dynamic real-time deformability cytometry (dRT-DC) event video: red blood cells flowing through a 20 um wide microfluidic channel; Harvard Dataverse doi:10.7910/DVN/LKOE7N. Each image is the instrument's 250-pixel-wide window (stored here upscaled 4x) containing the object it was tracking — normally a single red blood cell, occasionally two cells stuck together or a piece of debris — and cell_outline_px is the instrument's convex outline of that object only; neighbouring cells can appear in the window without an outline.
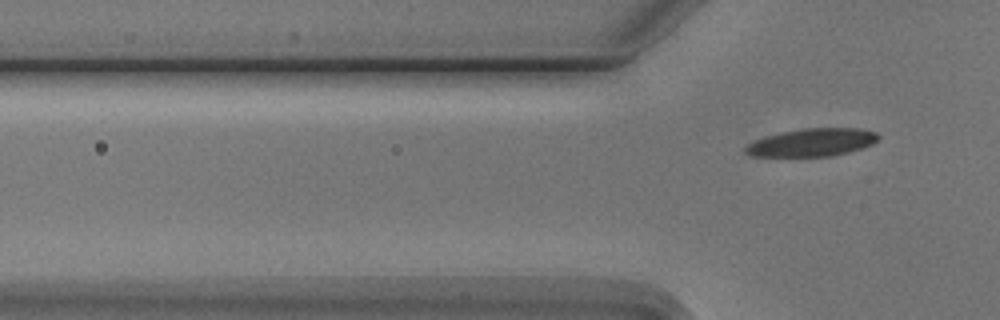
{"species": "Egyptian fruit bat (a non-hibernating species)", "species_latin": "Rousettus aegyptiacus", "temperature_condition": "cold", "stored_images_in_passage": 5, "camera_frame_rate_fps": 3000, "um_per_image_px": 0.085, "animal": {"sex": "male"}, "frame": {"image": 1, "passage_image": 5, "time_ms": 5.0, "image_size_px": [1000, 320], "cell_outline_px": [[880, 136], [872, 144], [848, 152], [832, 156], [752, 156], [744, 152], [744, 148], [752, 140], [764, 136], [780, 132], [804, 128], [860, 128], [876, 132]], "centroid_in_image_um": [68.98, 12.1], "position_along_channel_um": 56.8, "area_um2": 21.62}}